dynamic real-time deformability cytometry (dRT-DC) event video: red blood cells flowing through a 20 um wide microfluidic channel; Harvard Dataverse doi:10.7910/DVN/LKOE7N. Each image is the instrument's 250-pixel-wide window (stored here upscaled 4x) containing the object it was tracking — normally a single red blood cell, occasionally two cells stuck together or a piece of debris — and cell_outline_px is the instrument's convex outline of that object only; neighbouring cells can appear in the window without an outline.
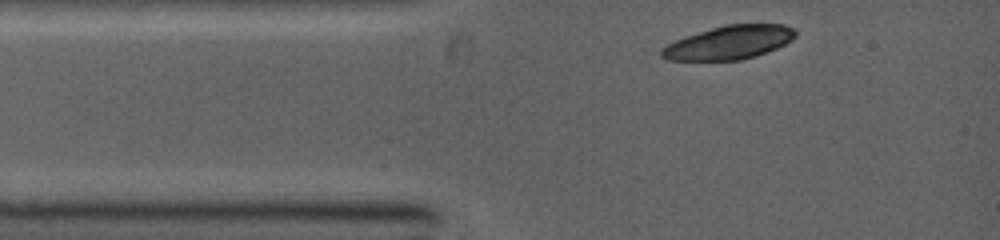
{"species": "common noctule bat (a hibernating species)", "species_latin": "Nyctalus noctula", "temperature_condition": "warm", "stored_images_in_passage": 3, "camera_frame_rate_fps": 5000, "um_per_image_px": 0.085, "animal": {"sex": "female", "body_mass_g": 19.0, "forearm_length_mm": 53.3}, "frame": {"image": 1, "passage_image": 1, "time_ms": 0.0, "image_size_px": [1000, 240], "cell_outline_px": [[796, 36], [792, 40], [776, 48], [756, 56], [740, 60], [668, 60], [660, 56], [660, 48], [676, 40], [724, 24], [784, 24], [796, 28]], "centroid_in_image_um": [62.0, 3.61], "position_along_channel_um": 23.0, "area_um2": 26.13}}